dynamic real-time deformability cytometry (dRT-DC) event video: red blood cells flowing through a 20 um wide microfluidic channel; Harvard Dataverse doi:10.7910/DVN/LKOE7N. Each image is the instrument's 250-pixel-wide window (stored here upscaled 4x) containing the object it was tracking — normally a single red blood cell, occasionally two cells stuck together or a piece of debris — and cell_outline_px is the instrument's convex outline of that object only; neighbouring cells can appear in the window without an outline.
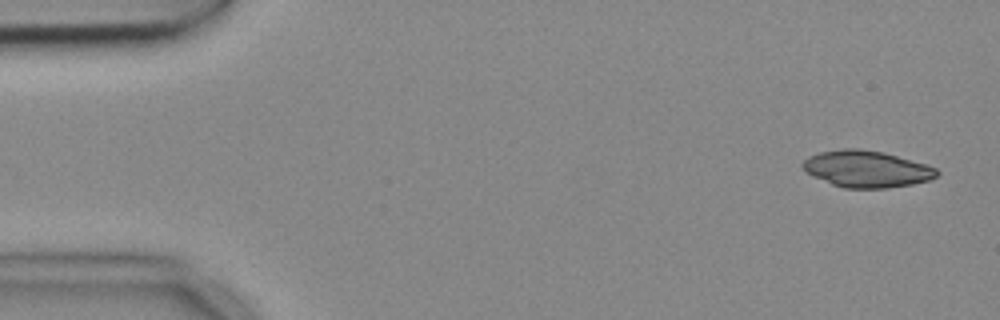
{"species": "common noctule bat (a hibernating species)", "species_latin": "Nyctalus noctula", "temperature_condition": "cold", "stored_images_in_passage": 4, "camera_frame_rate_fps": 3000, "um_per_image_px": 0.085, "animal": {"sex": "female", "body_mass_g": 18.4}, "frame": {"image": 1, "passage_image": 1, "time_ms": 0.0, "image_size_px": [1000, 320], "cell_outline_px": [[940, 172], [936, 176], [928, 180], [912, 184], [888, 188], [844, 188], [832, 184], [812, 176], [800, 164], [808, 156], [820, 152], [840, 148], [860, 148], [884, 152], [928, 164], [936, 168]], "centroid_in_image_um": [73.66, 14.35], "position_along_channel_um": 11.3, "area_um2": 28.84}}
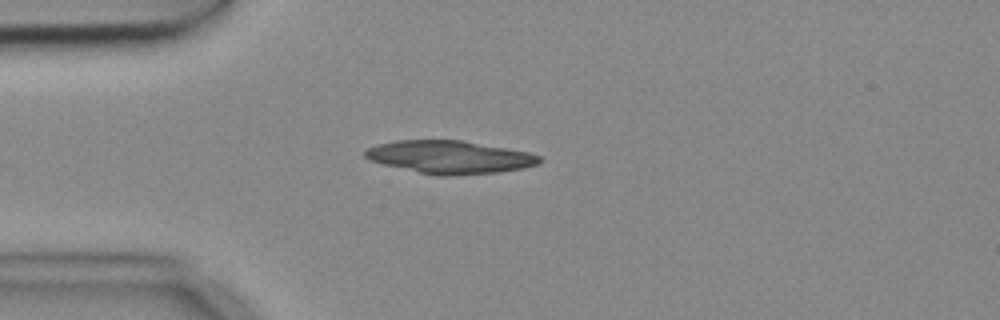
{"frame": {"image": 2, "passage_image": 4, "time_ms": 1.0, "image_size_px": [1000, 320], "cell_outline_px": [[540, 164], [524, 168], [500, 172], [448, 176], [436, 176], [384, 164], [368, 160], [364, 156], [364, 152], [368, 148], [376, 144], [396, 140], [464, 140], [528, 152], [540, 156]], "centroid_in_image_um": [38.23, 13.35], "position_along_channel_um": 46.8, "area_um2": 33.52}}